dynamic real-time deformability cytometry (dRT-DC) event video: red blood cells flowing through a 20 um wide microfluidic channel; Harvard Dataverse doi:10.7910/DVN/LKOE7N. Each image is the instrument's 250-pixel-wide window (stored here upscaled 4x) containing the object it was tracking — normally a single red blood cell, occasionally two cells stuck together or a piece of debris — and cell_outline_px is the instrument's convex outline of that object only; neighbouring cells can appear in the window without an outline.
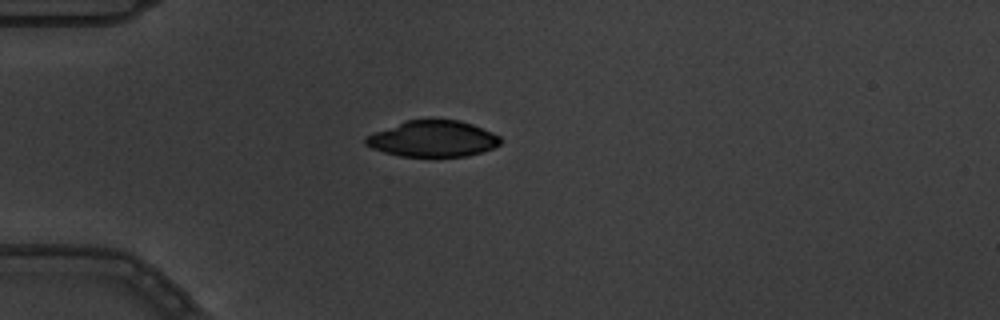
{"species": "common noctule bat (a hibernating species)", "species_latin": "Nyctalus noctula", "temperature_condition": "warm", "stored_images_in_passage": 3, "camera_frame_rate_fps": 3000, "um_per_image_px": 0.085, "animal": {"sex": "male", "body_mass_g": 19.5, "forearm_length_mm": 54.6}, "frame": {"image": 1, "passage_image": 1, "time_ms": 0.0, "image_size_px": [1000, 320], "cell_outline_px": [[500, 144], [492, 148], [468, 156], [400, 156], [384, 152], [372, 148], [364, 144], [364, 136], [372, 132], [404, 120], [432, 116], [460, 120], [472, 124], [492, 132], [500, 136]], "centroid_in_image_um": [36.73, 11.74], "position_along_channel_um": 48.3, "area_um2": 29.25}}